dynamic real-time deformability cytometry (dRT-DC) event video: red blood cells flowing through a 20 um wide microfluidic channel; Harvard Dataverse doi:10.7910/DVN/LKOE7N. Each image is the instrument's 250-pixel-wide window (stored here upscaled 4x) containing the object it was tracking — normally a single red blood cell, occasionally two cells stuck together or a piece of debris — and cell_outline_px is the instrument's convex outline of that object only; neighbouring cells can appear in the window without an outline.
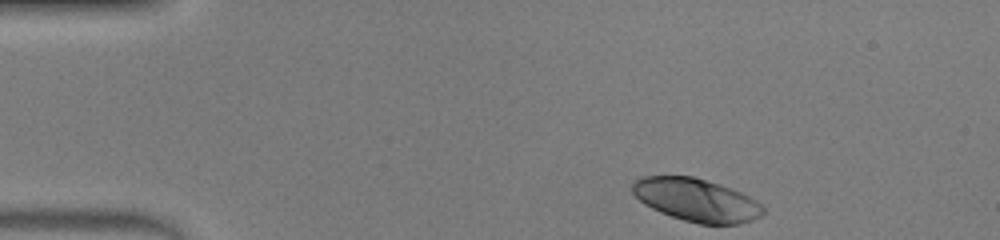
{"species": "human", "species_latin": "Homo sapiens", "temperature_condition": "warm", "stored_images_in_passage": 41, "camera_frame_rate_fps": 3000, "um_per_image_px": 0.085, "donor": {"sex": "male"}, "frame": {"image": 1, "passage_image": 1, "time_ms": 0.0, "image_size_px": [1000, 240], "cell_outline_px": [[764, 212], [760, 216], [752, 220], [740, 224], [700, 224], [684, 220], [660, 212], [644, 204], [632, 192], [632, 180], [640, 176], [692, 176], [720, 184], [732, 188], [756, 200], [764, 208]], "centroid_in_image_um": [59.17, 16.99], "position_along_channel_um": 25.8, "area_um2": 32.71}}
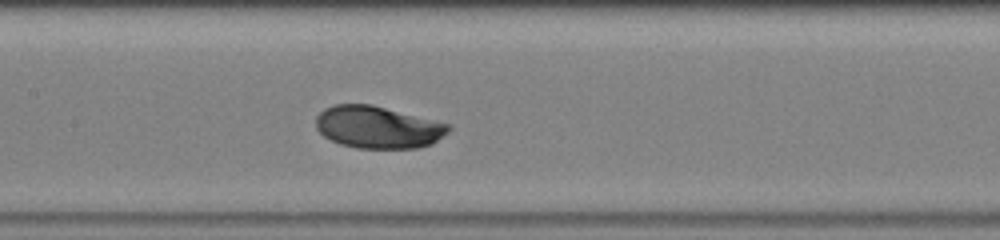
{"frame": {"image": 2, "passage_image": 17, "time_ms": 5.333, "image_size_px": [1000, 240], "cell_outline_px": [[452, 128], [448, 132], [432, 144], [416, 148], [356, 148], [340, 144], [324, 136], [316, 128], [316, 116], [324, 108], [336, 104], [372, 104], [448, 124]], "centroid_in_image_um": [32.1, 10.81], "position_along_channel_um": 175.3, "area_um2": 32.48}}
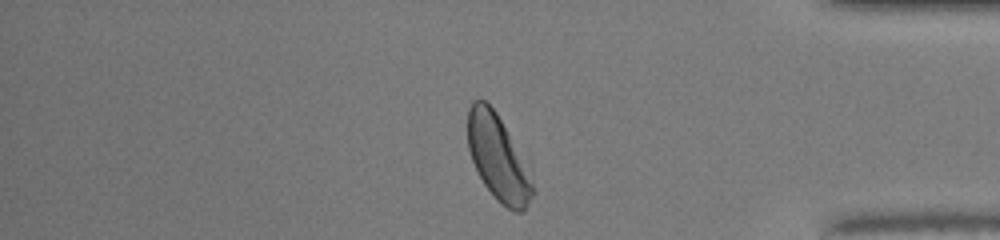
{"frame": {"image": 3, "passage_image": 34, "time_ms": 11.0, "image_size_px": [1000, 240], "cell_outline_px": [[536, 192], [524, 212], [512, 212], [496, 200], [484, 184], [472, 160], [468, 148], [468, 108], [472, 100], [484, 100], [496, 112]], "centroid_in_image_um": [42.28, 13.48], "position_along_channel_um": 392.9, "area_um2": 30.92}, "authors_computed_cell_mechanics": {"area_um2": 32.8882, "velocity_mm_per_s": 4.2688, "shape_relaxation_time_tau1_ms": 1.5997, "shape_relaxation_time_tau2_ms": 5.0562, "deformation_change_tau1": 0.1333, "deformation_change_tau2": 0.0346}}